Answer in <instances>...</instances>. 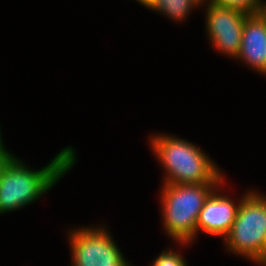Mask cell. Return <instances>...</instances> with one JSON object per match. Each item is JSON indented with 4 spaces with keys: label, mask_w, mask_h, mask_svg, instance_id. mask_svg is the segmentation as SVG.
Returning a JSON list of instances; mask_svg holds the SVG:
<instances>
[{
    "label": "cell",
    "mask_w": 266,
    "mask_h": 266,
    "mask_svg": "<svg viewBox=\"0 0 266 266\" xmlns=\"http://www.w3.org/2000/svg\"><path fill=\"white\" fill-rule=\"evenodd\" d=\"M146 135V146L161 170L159 184L222 183L228 177L223 166L196 141L157 130Z\"/></svg>",
    "instance_id": "obj_2"
},
{
    "label": "cell",
    "mask_w": 266,
    "mask_h": 266,
    "mask_svg": "<svg viewBox=\"0 0 266 266\" xmlns=\"http://www.w3.org/2000/svg\"><path fill=\"white\" fill-rule=\"evenodd\" d=\"M88 224H71L70 227L67 224L64 229L70 266H134L133 260L119 248L107 221Z\"/></svg>",
    "instance_id": "obj_5"
},
{
    "label": "cell",
    "mask_w": 266,
    "mask_h": 266,
    "mask_svg": "<svg viewBox=\"0 0 266 266\" xmlns=\"http://www.w3.org/2000/svg\"><path fill=\"white\" fill-rule=\"evenodd\" d=\"M256 188L243 197L236 219L221 245L231 257L254 266H266V193Z\"/></svg>",
    "instance_id": "obj_4"
},
{
    "label": "cell",
    "mask_w": 266,
    "mask_h": 266,
    "mask_svg": "<svg viewBox=\"0 0 266 266\" xmlns=\"http://www.w3.org/2000/svg\"><path fill=\"white\" fill-rule=\"evenodd\" d=\"M263 0H214L215 5L239 10L247 15H255Z\"/></svg>",
    "instance_id": "obj_11"
},
{
    "label": "cell",
    "mask_w": 266,
    "mask_h": 266,
    "mask_svg": "<svg viewBox=\"0 0 266 266\" xmlns=\"http://www.w3.org/2000/svg\"><path fill=\"white\" fill-rule=\"evenodd\" d=\"M220 184H158L157 212L166 239L196 245L199 213L206 199Z\"/></svg>",
    "instance_id": "obj_3"
},
{
    "label": "cell",
    "mask_w": 266,
    "mask_h": 266,
    "mask_svg": "<svg viewBox=\"0 0 266 266\" xmlns=\"http://www.w3.org/2000/svg\"><path fill=\"white\" fill-rule=\"evenodd\" d=\"M129 1V0H127ZM133 2V0H131ZM135 1V4H138V6H142L141 8H146L152 0H134Z\"/></svg>",
    "instance_id": "obj_15"
},
{
    "label": "cell",
    "mask_w": 266,
    "mask_h": 266,
    "mask_svg": "<svg viewBox=\"0 0 266 266\" xmlns=\"http://www.w3.org/2000/svg\"><path fill=\"white\" fill-rule=\"evenodd\" d=\"M199 8L204 7L206 5H211L214 3V0H193Z\"/></svg>",
    "instance_id": "obj_14"
},
{
    "label": "cell",
    "mask_w": 266,
    "mask_h": 266,
    "mask_svg": "<svg viewBox=\"0 0 266 266\" xmlns=\"http://www.w3.org/2000/svg\"><path fill=\"white\" fill-rule=\"evenodd\" d=\"M204 13V35L206 45L212 48L215 54L233 60L237 57L241 41L245 19L249 16L239 10L225 8L215 4L201 7Z\"/></svg>",
    "instance_id": "obj_7"
},
{
    "label": "cell",
    "mask_w": 266,
    "mask_h": 266,
    "mask_svg": "<svg viewBox=\"0 0 266 266\" xmlns=\"http://www.w3.org/2000/svg\"><path fill=\"white\" fill-rule=\"evenodd\" d=\"M42 166L30 165L14 154L0 165V216L37 204L69 174L80 159L78 148L68 144ZM32 167V168H31ZM34 167V168H33Z\"/></svg>",
    "instance_id": "obj_1"
},
{
    "label": "cell",
    "mask_w": 266,
    "mask_h": 266,
    "mask_svg": "<svg viewBox=\"0 0 266 266\" xmlns=\"http://www.w3.org/2000/svg\"><path fill=\"white\" fill-rule=\"evenodd\" d=\"M229 178L227 177L206 199L196 224V243L201 235L222 241L230 232L243 197L254 187L250 185L241 189V194L238 191L234 193L236 189L234 184L228 181Z\"/></svg>",
    "instance_id": "obj_6"
},
{
    "label": "cell",
    "mask_w": 266,
    "mask_h": 266,
    "mask_svg": "<svg viewBox=\"0 0 266 266\" xmlns=\"http://www.w3.org/2000/svg\"><path fill=\"white\" fill-rule=\"evenodd\" d=\"M167 244L159 254L157 253V255L149 261L151 263H147V266H191L189 265L188 258L186 259L185 251L192 249V243L169 241ZM181 250H184V252Z\"/></svg>",
    "instance_id": "obj_10"
},
{
    "label": "cell",
    "mask_w": 266,
    "mask_h": 266,
    "mask_svg": "<svg viewBox=\"0 0 266 266\" xmlns=\"http://www.w3.org/2000/svg\"><path fill=\"white\" fill-rule=\"evenodd\" d=\"M257 15L266 23V0H263L259 6Z\"/></svg>",
    "instance_id": "obj_13"
},
{
    "label": "cell",
    "mask_w": 266,
    "mask_h": 266,
    "mask_svg": "<svg viewBox=\"0 0 266 266\" xmlns=\"http://www.w3.org/2000/svg\"><path fill=\"white\" fill-rule=\"evenodd\" d=\"M234 60L258 74V78L266 79V23L257 14L245 19L240 50Z\"/></svg>",
    "instance_id": "obj_8"
},
{
    "label": "cell",
    "mask_w": 266,
    "mask_h": 266,
    "mask_svg": "<svg viewBox=\"0 0 266 266\" xmlns=\"http://www.w3.org/2000/svg\"><path fill=\"white\" fill-rule=\"evenodd\" d=\"M145 9L170 21L171 24L173 22L174 26H183L198 10V13H202L193 0H152Z\"/></svg>",
    "instance_id": "obj_9"
},
{
    "label": "cell",
    "mask_w": 266,
    "mask_h": 266,
    "mask_svg": "<svg viewBox=\"0 0 266 266\" xmlns=\"http://www.w3.org/2000/svg\"><path fill=\"white\" fill-rule=\"evenodd\" d=\"M4 128L0 123V165L8 161L15 153L6 144V138L3 136L5 133L2 131ZM4 133V134H3ZM4 137V138H3ZM11 149V151H10Z\"/></svg>",
    "instance_id": "obj_12"
}]
</instances>
